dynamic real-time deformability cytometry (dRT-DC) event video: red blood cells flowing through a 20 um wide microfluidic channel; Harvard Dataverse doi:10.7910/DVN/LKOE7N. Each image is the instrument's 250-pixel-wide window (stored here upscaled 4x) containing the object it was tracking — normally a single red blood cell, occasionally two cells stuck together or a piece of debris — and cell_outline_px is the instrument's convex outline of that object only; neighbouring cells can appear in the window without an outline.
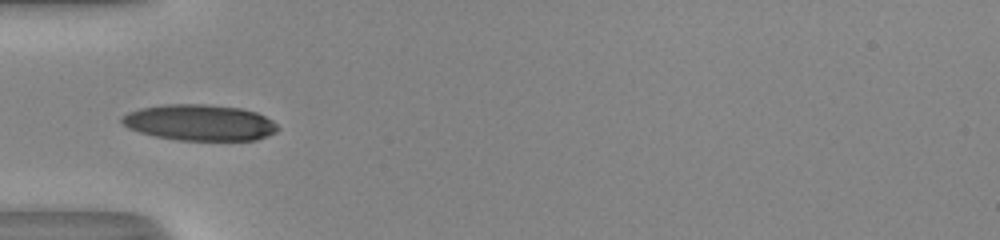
{"species": "human", "species_latin": "Homo sapiens", "temperature_condition": "room temperature", "stored_images_in_passage": 35, "camera_frame_rate_fps": 3000, "um_per_image_px": 0.085, "donor": {"sex": "male"}, "frame": {"image": 1, "passage_image": 1, "time_ms": 0.0, "image_size_px": [1000, 240], "cell_outline_px": [[280, 128], [276, 132], [268, 136], [256, 140], [180, 140], [156, 136], [140, 132], [128, 128], [120, 120], [120, 116], [128, 112], [140, 108], [164, 104], [204, 104], [240, 108], [256, 112], [272, 120]], "centroid_in_image_um": [16.97, 10.41], "position_along_channel_um": 68.0, "area_um2": 32.77}}
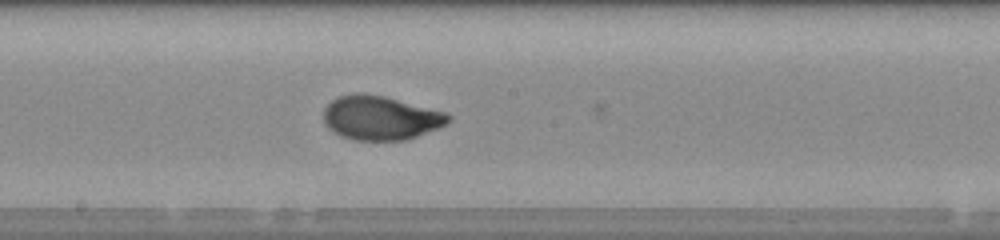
{"frame": {"image": 2, "passage_image": 12, "time_ms": 3.667, "image_size_px": [1000, 240], "cell_outline_px": [[452, 120], [448, 124], [416, 136], [404, 140], [356, 140], [340, 136], [332, 132], [324, 124], [324, 108], [332, 100], [340, 96], [352, 92], [364, 92], [384, 96], [444, 112], [452, 116]], "centroid_in_image_um": [32.32, 10.01], "position_along_channel_um": 215.9, "area_um2": 32.14}}
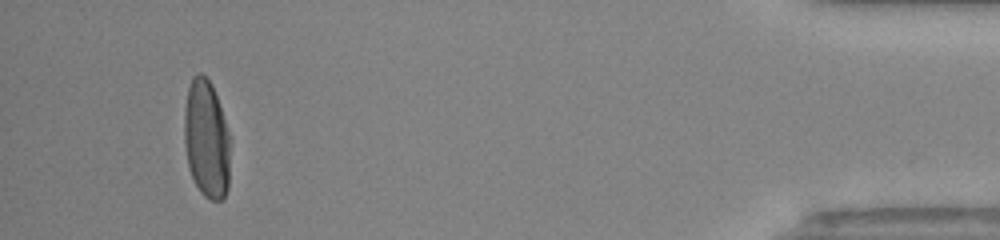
{"frame": {"image": 3, "passage_image": 32, "time_ms": 10.333, "image_size_px": [1000, 240], "cell_outline_px": [[228, 188], [224, 196], [220, 200], [212, 200], [204, 196], [200, 192], [188, 168], [184, 144], [184, 108], [188, 88], [192, 76], [196, 72], [200, 72], [212, 84], [228, 132]], "centroid_in_image_um": [17.5, 11.81], "position_along_channel_um": 417.7, "area_um2": 31.33}, "authors_computed_cell_mechanics": {"area_um2": 32.079, "velocity_mm_per_s": 4.0699, "shape_relaxation_time_tau1_ms": 4.9657, "shape_relaxation_time_tau2_ms": null, "deformation_change_tau1": 0.2185, "deformation_change_tau2": null}}